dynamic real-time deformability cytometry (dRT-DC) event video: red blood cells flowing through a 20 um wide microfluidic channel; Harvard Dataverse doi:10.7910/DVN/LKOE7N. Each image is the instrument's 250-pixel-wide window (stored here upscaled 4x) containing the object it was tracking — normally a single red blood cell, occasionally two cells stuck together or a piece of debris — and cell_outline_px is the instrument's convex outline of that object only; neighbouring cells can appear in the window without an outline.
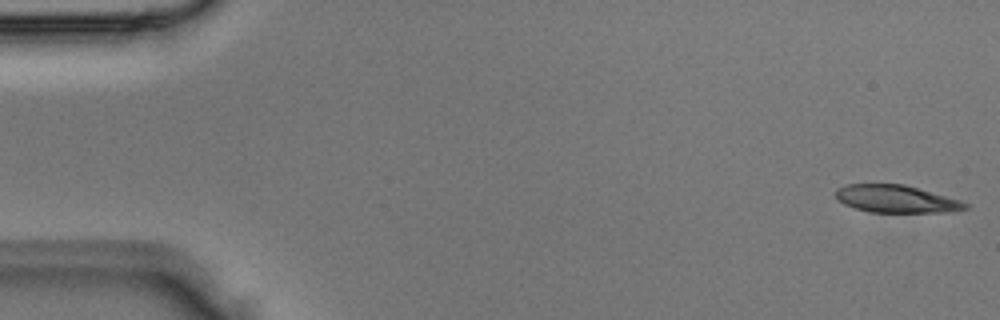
{"species": "Egyptian fruit bat (a non-hibernating species)", "species_latin": "Rousettus aegyptiacus", "temperature_condition": "room temperature", "stored_images_in_passage": 3, "camera_frame_rate_fps": 3000, "um_per_image_px": 0.085, "animal": {"sex": "male"}, "frame": {"image": 1, "passage_image": 1, "time_ms": 0.0, "image_size_px": [1000, 320], "cell_outline_px": [[968, 208], [952, 212], [872, 212], [856, 208], [844, 204], [836, 196], [836, 188], [848, 184], [904, 184], [960, 200], [968, 204]], "centroid_in_image_um": [76.19, 16.91], "position_along_channel_um": 8.8, "area_um2": 20.58}}
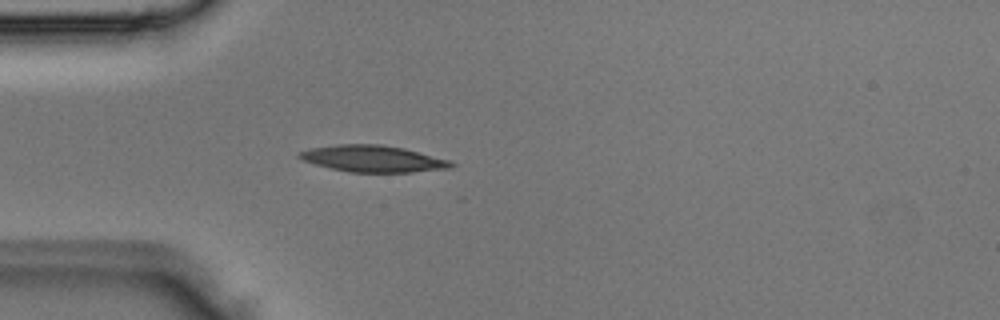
{"frame": {"image": 2, "passage_image": 3, "time_ms": 0.667, "image_size_px": [1000, 320], "cell_outline_px": [[456, 164], [452, 168], [412, 172], [348, 172], [316, 164], [304, 160], [296, 156], [300, 152], [312, 148], [340, 144], [380, 144], [404, 148], [452, 160]], "centroid_in_image_um": [31.79, 13.49], "position_along_channel_um": 53.2, "area_um2": 23.47}}